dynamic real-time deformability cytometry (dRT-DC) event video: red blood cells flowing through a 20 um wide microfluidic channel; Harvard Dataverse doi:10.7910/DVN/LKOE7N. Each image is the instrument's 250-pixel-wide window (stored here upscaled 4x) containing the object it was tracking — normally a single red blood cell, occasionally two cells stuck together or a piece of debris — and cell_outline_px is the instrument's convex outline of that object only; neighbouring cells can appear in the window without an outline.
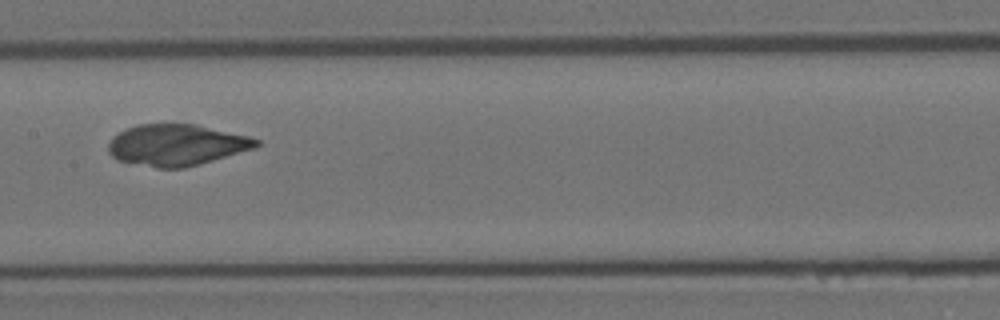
{"species": "Egyptian fruit bat (a non-hibernating species)", "species_latin": "Rousettus aegyptiacus", "temperature_condition": "room temperature", "stored_images_in_passage": 40, "camera_frame_rate_fps": 3000, "um_per_image_px": 0.085, "animal": {"sex": "female"}, "frame": {"image": 1, "passage_image": 12, "time_ms": 3.667, "image_size_px": [1000, 320], "cell_outline_px": [[260, 144], [256, 148], [184, 168], [156, 168], [116, 160], [108, 152], [108, 144], [112, 136], [136, 124], [196, 124], [248, 136], [260, 140]], "centroid_in_image_um": [14.99, 12.32], "position_along_channel_um": 192.4, "area_um2": 35.66}}
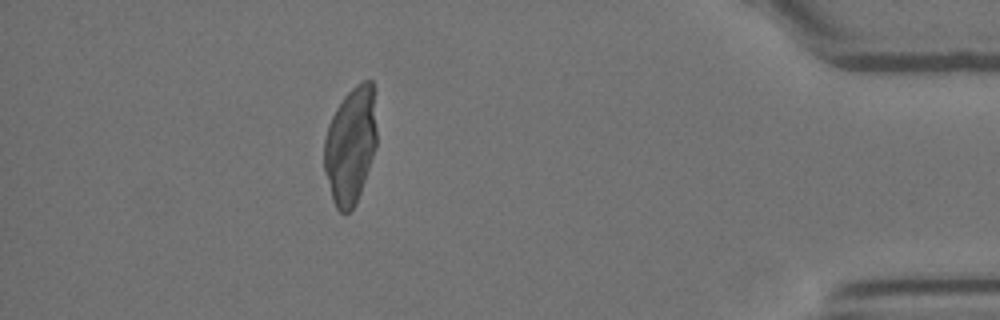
{"frame": {"image": 2, "passage_image": 34, "time_ms": 11.0, "image_size_px": [1000, 320], "cell_outline_px": [[376, 144], [356, 204], [348, 212], [340, 212], [336, 208], [332, 200], [324, 172], [324, 140], [328, 124], [336, 108], [344, 96], [356, 84], [364, 80], [372, 80], [376, 132]], "centroid_in_image_um": [29.76, 12.36], "position_along_channel_um": 405.4, "area_um2": 35.49}}